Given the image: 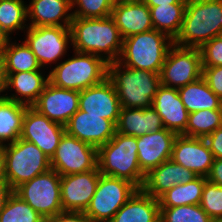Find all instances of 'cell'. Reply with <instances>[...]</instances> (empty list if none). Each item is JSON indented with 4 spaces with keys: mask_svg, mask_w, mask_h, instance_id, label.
<instances>
[{
    "mask_svg": "<svg viewBox=\"0 0 222 222\" xmlns=\"http://www.w3.org/2000/svg\"><path fill=\"white\" fill-rule=\"evenodd\" d=\"M69 28L74 51L99 56L107 63L118 61L123 38L111 16L73 18Z\"/></svg>",
    "mask_w": 222,
    "mask_h": 222,
    "instance_id": "obj_1",
    "label": "cell"
},
{
    "mask_svg": "<svg viewBox=\"0 0 222 222\" xmlns=\"http://www.w3.org/2000/svg\"><path fill=\"white\" fill-rule=\"evenodd\" d=\"M222 30V0H187L179 34L173 44L200 48Z\"/></svg>",
    "mask_w": 222,
    "mask_h": 222,
    "instance_id": "obj_2",
    "label": "cell"
},
{
    "mask_svg": "<svg viewBox=\"0 0 222 222\" xmlns=\"http://www.w3.org/2000/svg\"><path fill=\"white\" fill-rule=\"evenodd\" d=\"M107 78L114 85L121 108L152 107L155 94L161 85L159 73L133 69L117 61L108 63Z\"/></svg>",
    "mask_w": 222,
    "mask_h": 222,
    "instance_id": "obj_3",
    "label": "cell"
},
{
    "mask_svg": "<svg viewBox=\"0 0 222 222\" xmlns=\"http://www.w3.org/2000/svg\"><path fill=\"white\" fill-rule=\"evenodd\" d=\"M137 152L136 137L115 132L109 142L97 149L100 173L127 180L142 189L146 175L139 166Z\"/></svg>",
    "mask_w": 222,
    "mask_h": 222,
    "instance_id": "obj_4",
    "label": "cell"
},
{
    "mask_svg": "<svg viewBox=\"0 0 222 222\" xmlns=\"http://www.w3.org/2000/svg\"><path fill=\"white\" fill-rule=\"evenodd\" d=\"M173 40L165 33L152 29L123 39L118 63L133 69L161 72Z\"/></svg>",
    "mask_w": 222,
    "mask_h": 222,
    "instance_id": "obj_5",
    "label": "cell"
},
{
    "mask_svg": "<svg viewBox=\"0 0 222 222\" xmlns=\"http://www.w3.org/2000/svg\"><path fill=\"white\" fill-rule=\"evenodd\" d=\"M108 77V63L99 56L74 51V57L59 62L49 72V82L57 87L82 91Z\"/></svg>",
    "mask_w": 222,
    "mask_h": 222,
    "instance_id": "obj_6",
    "label": "cell"
},
{
    "mask_svg": "<svg viewBox=\"0 0 222 222\" xmlns=\"http://www.w3.org/2000/svg\"><path fill=\"white\" fill-rule=\"evenodd\" d=\"M3 150L5 182L13 191L51 169L50 159L32 142L19 138Z\"/></svg>",
    "mask_w": 222,
    "mask_h": 222,
    "instance_id": "obj_7",
    "label": "cell"
},
{
    "mask_svg": "<svg viewBox=\"0 0 222 222\" xmlns=\"http://www.w3.org/2000/svg\"><path fill=\"white\" fill-rule=\"evenodd\" d=\"M137 190L127 180L100 174L95 193L84 214L92 222H109Z\"/></svg>",
    "mask_w": 222,
    "mask_h": 222,
    "instance_id": "obj_8",
    "label": "cell"
},
{
    "mask_svg": "<svg viewBox=\"0 0 222 222\" xmlns=\"http://www.w3.org/2000/svg\"><path fill=\"white\" fill-rule=\"evenodd\" d=\"M60 183L61 176L55 170L50 169L30 181L22 183L14 190V193L47 221L63 212Z\"/></svg>",
    "mask_w": 222,
    "mask_h": 222,
    "instance_id": "obj_9",
    "label": "cell"
},
{
    "mask_svg": "<svg viewBox=\"0 0 222 222\" xmlns=\"http://www.w3.org/2000/svg\"><path fill=\"white\" fill-rule=\"evenodd\" d=\"M201 77L200 49L173 44L167 52L160 72L161 85L178 89L197 81Z\"/></svg>",
    "mask_w": 222,
    "mask_h": 222,
    "instance_id": "obj_10",
    "label": "cell"
},
{
    "mask_svg": "<svg viewBox=\"0 0 222 222\" xmlns=\"http://www.w3.org/2000/svg\"><path fill=\"white\" fill-rule=\"evenodd\" d=\"M97 163V148L66 132L50 159L51 169L60 176L94 170Z\"/></svg>",
    "mask_w": 222,
    "mask_h": 222,
    "instance_id": "obj_11",
    "label": "cell"
},
{
    "mask_svg": "<svg viewBox=\"0 0 222 222\" xmlns=\"http://www.w3.org/2000/svg\"><path fill=\"white\" fill-rule=\"evenodd\" d=\"M25 43L35 54L41 67L58 61L68 50L71 40L69 27H27Z\"/></svg>",
    "mask_w": 222,
    "mask_h": 222,
    "instance_id": "obj_12",
    "label": "cell"
},
{
    "mask_svg": "<svg viewBox=\"0 0 222 222\" xmlns=\"http://www.w3.org/2000/svg\"><path fill=\"white\" fill-rule=\"evenodd\" d=\"M65 126L53 122L33 107L26 108L20 138L34 143L49 159L55 154Z\"/></svg>",
    "mask_w": 222,
    "mask_h": 222,
    "instance_id": "obj_13",
    "label": "cell"
},
{
    "mask_svg": "<svg viewBox=\"0 0 222 222\" xmlns=\"http://www.w3.org/2000/svg\"><path fill=\"white\" fill-rule=\"evenodd\" d=\"M94 170L61 176L60 193L64 212H84L95 193L100 176Z\"/></svg>",
    "mask_w": 222,
    "mask_h": 222,
    "instance_id": "obj_14",
    "label": "cell"
},
{
    "mask_svg": "<svg viewBox=\"0 0 222 222\" xmlns=\"http://www.w3.org/2000/svg\"><path fill=\"white\" fill-rule=\"evenodd\" d=\"M79 93L48 82L32 107L53 122L65 126L79 110Z\"/></svg>",
    "mask_w": 222,
    "mask_h": 222,
    "instance_id": "obj_15",
    "label": "cell"
},
{
    "mask_svg": "<svg viewBox=\"0 0 222 222\" xmlns=\"http://www.w3.org/2000/svg\"><path fill=\"white\" fill-rule=\"evenodd\" d=\"M171 160L197 176L206 177L211 171L214 156L204 138L177 135L173 144Z\"/></svg>",
    "mask_w": 222,
    "mask_h": 222,
    "instance_id": "obj_16",
    "label": "cell"
},
{
    "mask_svg": "<svg viewBox=\"0 0 222 222\" xmlns=\"http://www.w3.org/2000/svg\"><path fill=\"white\" fill-rule=\"evenodd\" d=\"M120 109L117 92L108 78L79 93V110L88 115H100L101 118L108 119L116 125Z\"/></svg>",
    "mask_w": 222,
    "mask_h": 222,
    "instance_id": "obj_17",
    "label": "cell"
},
{
    "mask_svg": "<svg viewBox=\"0 0 222 222\" xmlns=\"http://www.w3.org/2000/svg\"><path fill=\"white\" fill-rule=\"evenodd\" d=\"M65 132L98 149L113 138L116 125L100 115H88L78 110L65 125Z\"/></svg>",
    "mask_w": 222,
    "mask_h": 222,
    "instance_id": "obj_18",
    "label": "cell"
},
{
    "mask_svg": "<svg viewBox=\"0 0 222 222\" xmlns=\"http://www.w3.org/2000/svg\"><path fill=\"white\" fill-rule=\"evenodd\" d=\"M176 137V133L166 128L136 137L138 162L145 175L163 162L171 159Z\"/></svg>",
    "mask_w": 222,
    "mask_h": 222,
    "instance_id": "obj_19",
    "label": "cell"
},
{
    "mask_svg": "<svg viewBox=\"0 0 222 222\" xmlns=\"http://www.w3.org/2000/svg\"><path fill=\"white\" fill-rule=\"evenodd\" d=\"M152 107L162 118L164 127L182 135L187 126L189 112L186 110L177 88L160 85Z\"/></svg>",
    "mask_w": 222,
    "mask_h": 222,
    "instance_id": "obj_20",
    "label": "cell"
},
{
    "mask_svg": "<svg viewBox=\"0 0 222 222\" xmlns=\"http://www.w3.org/2000/svg\"><path fill=\"white\" fill-rule=\"evenodd\" d=\"M196 177L193 171L169 159L145 176L142 190L155 199H159L175 185L186 184Z\"/></svg>",
    "mask_w": 222,
    "mask_h": 222,
    "instance_id": "obj_21",
    "label": "cell"
},
{
    "mask_svg": "<svg viewBox=\"0 0 222 222\" xmlns=\"http://www.w3.org/2000/svg\"><path fill=\"white\" fill-rule=\"evenodd\" d=\"M111 17L123 39L154 29L150 8L142 0L115 3Z\"/></svg>",
    "mask_w": 222,
    "mask_h": 222,
    "instance_id": "obj_22",
    "label": "cell"
},
{
    "mask_svg": "<svg viewBox=\"0 0 222 222\" xmlns=\"http://www.w3.org/2000/svg\"><path fill=\"white\" fill-rule=\"evenodd\" d=\"M71 10V0H31L27 5V18L31 19V23L26 27H70L73 19Z\"/></svg>",
    "mask_w": 222,
    "mask_h": 222,
    "instance_id": "obj_23",
    "label": "cell"
},
{
    "mask_svg": "<svg viewBox=\"0 0 222 222\" xmlns=\"http://www.w3.org/2000/svg\"><path fill=\"white\" fill-rule=\"evenodd\" d=\"M165 128L161 116L153 108H121L116 132L125 136L140 137Z\"/></svg>",
    "mask_w": 222,
    "mask_h": 222,
    "instance_id": "obj_24",
    "label": "cell"
},
{
    "mask_svg": "<svg viewBox=\"0 0 222 222\" xmlns=\"http://www.w3.org/2000/svg\"><path fill=\"white\" fill-rule=\"evenodd\" d=\"M109 222H160L159 200L138 189Z\"/></svg>",
    "mask_w": 222,
    "mask_h": 222,
    "instance_id": "obj_25",
    "label": "cell"
},
{
    "mask_svg": "<svg viewBox=\"0 0 222 222\" xmlns=\"http://www.w3.org/2000/svg\"><path fill=\"white\" fill-rule=\"evenodd\" d=\"M7 90L15 89L16 95L6 96L7 99L32 107L49 82V75L45 78L38 71L7 73ZM18 94V95H17Z\"/></svg>",
    "mask_w": 222,
    "mask_h": 222,
    "instance_id": "obj_26",
    "label": "cell"
},
{
    "mask_svg": "<svg viewBox=\"0 0 222 222\" xmlns=\"http://www.w3.org/2000/svg\"><path fill=\"white\" fill-rule=\"evenodd\" d=\"M178 92L189 113L205 109L222 110V100L211 91L202 77L178 88Z\"/></svg>",
    "mask_w": 222,
    "mask_h": 222,
    "instance_id": "obj_27",
    "label": "cell"
},
{
    "mask_svg": "<svg viewBox=\"0 0 222 222\" xmlns=\"http://www.w3.org/2000/svg\"><path fill=\"white\" fill-rule=\"evenodd\" d=\"M26 108L7 98L0 100V145H5L6 141L14 143L20 138Z\"/></svg>",
    "mask_w": 222,
    "mask_h": 222,
    "instance_id": "obj_28",
    "label": "cell"
},
{
    "mask_svg": "<svg viewBox=\"0 0 222 222\" xmlns=\"http://www.w3.org/2000/svg\"><path fill=\"white\" fill-rule=\"evenodd\" d=\"M206 180V177L197 176L186 184L175 185L158 199L160 207L200 204Z\"/></svg>",
    "mask_w": 222,
    "mask_h": 222,
    "instance_id": "obj_29",
    "label": "cell"
},
{
    "mask_svg": "<svg viewBox=\"0 0 222 222\" xmlns=\"http://www.w3.org/2000/svg\"><path fill=\"white\" fill-rule=\"evenodd\" d=\"M186 5L170 4L149 7L154 29L167 34L174 40L180 32Z\"/></svg>",
    "mask_w": 222,
    "mask_h": 222,
    "instance_id": "obj_30",
    "label": "cell"
},
{
    "mask_svg": "<svg viewBox=\"0 0 222 222\" xmlns=\"http://www.w3.org/2000/svg\"><path fill=\"white\" fill-rule=\"evenodd\" d=\"M9 40L3 50L6 73L38 71L41 68L35 54L25 42L10 43Z\"/></svg>",
    "mask_w": 222,
    "mask_h": 222,
    "instance_id": "obj_31",
    "label": "cell"
},
{
    "mask_svg": "<svg viewBox=\"0 0 222 222\" xmlns=\"http://www.w3.org/2000/svg\"><path fill=\"white\" fill-rule=\"evenodd\" d=\"M222 126V110H200L189 113L185 132L187 137L205 138Z\"/></svg>",
    "mask_w": 222,
    "mask_h": 222,
    "instance_id": "obj_32",
    "label": "cell"
},
{
    "mask_svg": "<svg viewBox=\"0 0 222 222\" xmlns=\"http://www.w3.org/2000/svg\"><path fill=\"white\" fill-rule=\"evenodd\" d=\"M27 5L23 0H0V28L9 37L16 30H24Z\"/></svg>",
    "mask_w": 222,
    "mask_h": 222,
    "instance_id": "obj_33",
    "label": "cell"
},
{
    "mask_svg": "<svg viewBox=\"0 0 222 222\" xmlns=\"http://www.w3.org/2000/svg\"><path fill=\"white\" fill-rule=\"evenodd\" d=\"M0 222H47L27 202L14 192L8 198L0 214Z\"/></svg>",
    "mask_w": 222,
    "mask_h": 222,
    "instance_id": "obj_34",
    "label": "cell"
},
{
    "mask_svg": "<svg viewBox=\"0 0 222 222\" xmlns=\"http://www.w3.org/2000/svg\"><path fill=\"white\" fill-rule=\"evenodd\" d=\"M160 222H214L198 205L160 207Z\"/></svg>",
    "mask_w": 222,
    "mask_h": 222,
    "instance_id": "obj_35",
    "label": "cell"
},
{
    "mask_svg": "<svg viewBox=\"0 0 222 222\" xmlns=\"http://www.w3.org/2000/svg\"><path fill=\"white\" fill-rule=\"evenodd\" d=\"M71 3L72 9L78 7L72 12L73 18L109 17L115 4L114 0H71Z\"/></svg>",
    "mask_w": 222,
    "mask_h": 222,
    "instance_id": "obj_36",
    "label": "cell"
},
{
    "mask_svg": "<svg viewBox=\"0 0 222 222\" xmlns=\"http://www.w3.org/2000/svg\"><path fill=\"white\" fill-rule=\"evenodd\" d=\"M200 206L214 221L222 222V187L207 179Z\"/></svg>",
    "mask_w": 222,
    "mask_h": 222,
    "instance_id": "obj_37",
    "label": "cell"
},
{
    "mask_svg": "<svg viewBox=\"0 0 222 222\" xmlns=\"http://www.w3.org/2000/svg\"><path fill=\"white\" fill-rule=\"evenodd\" d=\"M202 67L222 66V38L216 36L200 48Z\"/></svg>",
    "mask_w": 222,
    "mask_h": 222,
    "instance_id": "obj_38",
    "label": "cell"
},
{
    "mask_svg": "<svg viewBox=\"0 0 222 222\" xmlns=\"http://www.w3.org/2000/svg\"><path fill=\"white\" fill-rule=\"evenodd\" d=\"M202 78L211 91L222 100V66L202 67Z\"/></svg>",
    "mask_w": 222,
    "mask_h": 222,
    "instance_id": "obj_39",
    "label": "cell"
},
{
    "mask_svg": "<svg viewBox=\"0 0 222 222\" xmlns=\"http://www.w3.org/2000/svg\"><path fill=\"white\" fill-rule=\"evenodd\" d=\"M214 159H222V126L204 138Z\"/></svg>",
    "mask_w": 222,
    "mask_h": 222,
    "instance_id": "obj_40",
    "label": "cell"
},
{
    "mask_svg": "<svg viewBox=\"0 0 222 222\" xmlns=\"http://www.w3.org/2000/svg\"><path fill=\"white\" fill-rule=\"evenodd\" d=\"M47 222H92L84 212H61L51 217Z\"/></svg>",
    "mask_w": 222,
    "mask_h": 222,
    "instance_id": "obj_41",
    "label": "cell"
},
{
    "mask_svg": "<svg viewBox=\"0 0 222 222\" xmlns=\"http://www.w3.org/2000/svg\"><path fill=\"white\" fill-rule=\"evenodd\" d=\"M210 182H213L222 187V159H214L211 171L207 176Z\"/></svg>",
    "mask_w": 222,
    "mask_h": 222,
    "instance_id": "obj_42",
    "label": "cell"
},
{
    "mask_svg": "<svg viewBox=\"0 0 222 222\" xmlns=\"http://www.w3.org/2000/svg\"><path fill=\"white\" fill-rule=\"evenodd\" d=\"M7 73H6V67H5V61L2 55H0V93L7 90ZM8 94H0V100L5 99Z\"/></svg>",
    "mask_w": 222,
    "mask_h": 222,
    "instance_id": "obj_43",
    "label": "cell"
},
{
    "mask_svg": "<svg viewBox=\"0 0 222 222\" xmlns=\"http://www.w3.org/2000/svg\"><path fill=\"white\" fill-rule=\"evenodd\" d=\"M148 7L170 5V4H187V0H142Z\"/></svg>",
    "mask_w": 222,
    "mask_h": 222,
    "instance_id": "obj_44",
    "label": "cell"
},
{
    "mask_svg": "<svg viewBox=\"0 0 222 222\" xmlns=\"http://www.w3.org/2000/svg\"><path fill=\"white\" fill-rule=\"evenodd\" d=\"M13 192L14 191L9 186H7L6 184L0 186V214L4 209L8 198L11 196V194Z\"/></svg>",
    "mask_w": 222,
    "mask_h": 222,
    "instance_id": "obj_45",
    "label": "cell"
},
{
    "mask_svg": "<svg viewBox=\"0 0 222 222\" xmlns=\"http://www.w3.org/2000/svg\"><path fill=\"white\" fill-rule=\"evenodd\" d=\"M5 176H4V150L3 145H0V186L5 185Z\"/></svg>",
    "mask_w": 222,
    "mask_h": 222,
    "instance_id": "obj_46",
    "label": "cell"
},
{
    "mask_svg": "<svg viewBox=\"0 0 222 222\" xmlns=\"http://www.w3.org/2000/svg\"><path fill=\"white\" fill-rule=\"evenodd\" d=\"M11 37H8L6 33L0 28V55H2L6 44L10 40Z\"/></svg>",
    "mask_w": 222,
    "mask_h": 222,
    "instance_id": "obj_47",
    "label": "cell"
},
{
    "mask_svg": "<svg viewBox=\"0 0 222 222\" xmlns=\"http://www.w3.org/2000/svg\"><path fill=\"white\" fill-rule=\"evenodd\" d=\"M133 1H141V0H114L115 3H117V2H133Z\"/></svg>",
    "mask_w": 222,
    "mask_h": 222,
    "instance_id": "obj_48",
    "label": "cell"
}]
</instances>
